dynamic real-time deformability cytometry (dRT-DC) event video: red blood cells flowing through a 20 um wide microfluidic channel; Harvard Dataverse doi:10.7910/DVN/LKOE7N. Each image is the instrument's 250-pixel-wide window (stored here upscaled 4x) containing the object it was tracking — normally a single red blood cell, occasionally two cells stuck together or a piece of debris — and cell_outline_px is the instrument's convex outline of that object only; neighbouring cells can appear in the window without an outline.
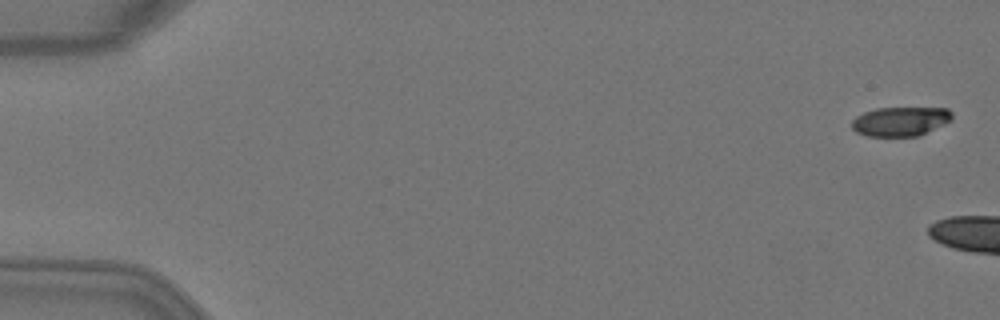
{"species": "Egyptian fruit bat (a non-hibernating species)", "species_latin": "Rousettus aegyptiacus", "temperature_condition": "warm", "stored_images_in_passage": 3, "camera_frame_rate_fps": 3000, "um_per_image_px": 0.085, "animal": {"sex": "female"}, "frame": {"image": 1, "passage_image": 1, "time_ms": 0.0, "image_size_px": [1000, 320], "cell_outline_px": [[952, 120], [920, 136], [868, 136], [856, 132], [852, 128], [852, 120], [856, 116], [864, 112], [876, 108], [948, 108], [952, 112]], "centroid_in_image_um": [76.54, 10.32], "position_along_channel_um": 8.5, "area_um2": 17.17}}